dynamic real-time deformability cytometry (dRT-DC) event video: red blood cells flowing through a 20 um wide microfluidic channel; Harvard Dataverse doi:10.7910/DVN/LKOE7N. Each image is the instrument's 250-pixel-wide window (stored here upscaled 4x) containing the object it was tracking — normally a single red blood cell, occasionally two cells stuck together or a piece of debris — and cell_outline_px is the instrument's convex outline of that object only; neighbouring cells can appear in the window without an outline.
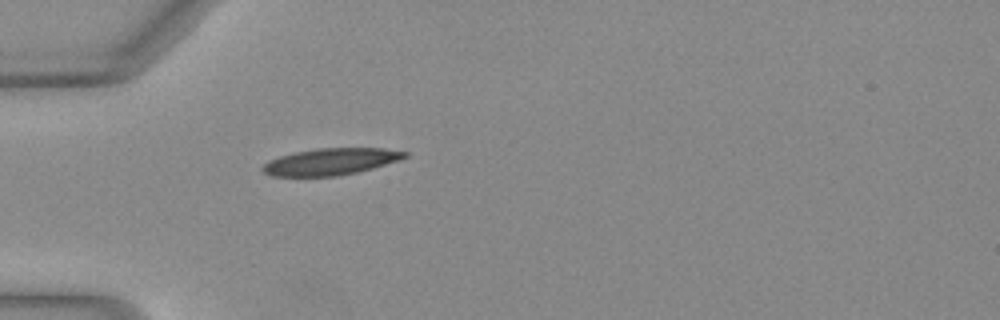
{"species": "Egyptian fruit bat (a non-hibernating species)", "species_latin": "Rousettus aegyptiacus", "temperature_condition": "warm", "stored_images_in_passage": 36, "camera_frame_rate_fps": 3000, "um_per_image_px": 0.085, "animal": {"sex": "female"}, "frame": {"image": 1, "passage_image": 1, "time_ms": 0.0, "image_size_px": [1000, 320], "cell_outline_px": [[408, 156], [372, 168], [356, 172], [336, 176], [272, 176], [264, 172], [260, 168], [268, 160], [280, 156], [296, 152], [316, 148], [384, 148], [408, 152]], "centroid_in_image_um": [28.07, 13.73], "position_along_channel_um": 56.9, "area_um2": 21.91}}
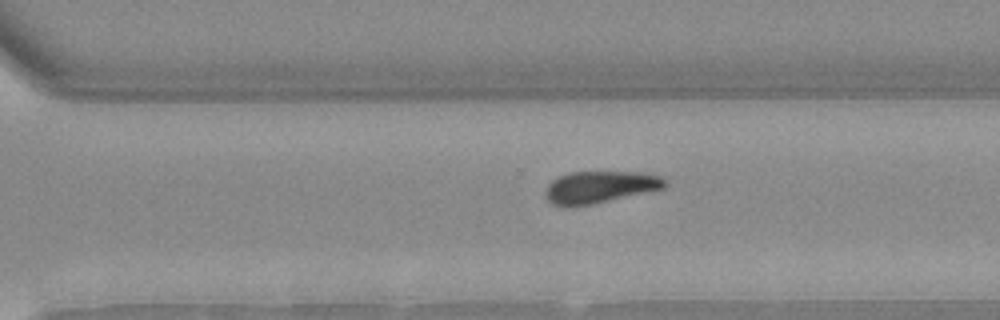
{"frame": {"image": 2, "passage_image": 21, "time_ms": 6.667, "image_size_px": [1000, 320], "cell_outline_px": [[668, 184], [664, 188], [592, 204], [568, 208], [560, 208], [552, 204], [544, 196], [544, 192], [548, 184], [552, 180], [568, 172], [644, 172], [660, 176]], "centroid_in_image_um": [50.92, 15.92], "position_along_channel_um": 319.7, "area_um2": 22.54}}
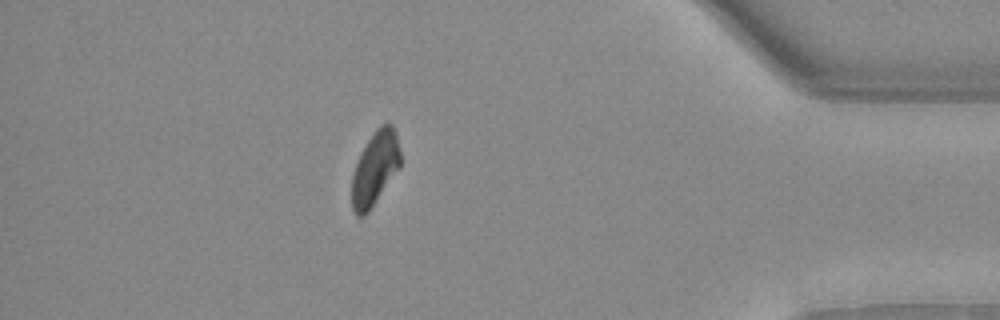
{"frame": {"image": 3, "passage_image": 30, "time_ms": 9.667, "image_size_px": [1000, 320], "cell_outline_px": [[400, 168], [368, 212], [364, 216], [356, 216], [352, 208], [352, 172], [360, 152], [376, 128], [380, 124], [388, 120], [392, 124], [396, 132], [400, 148]], "centroid_in_image_um": [31.88, 14.27], "position_along_channel_um": 403.3, "area_um2": 21.21}, "authors_computed_cell_mechanics": {"area_um2": 22.2241, "velocity_mm_per_s": 4.0738, "shape_relaxation_time_tau1_ms": 9.4957, "shape_relaxation_time_tau2_ms": 4.1115, "deformation_change_tau1": 0.2483, "deformation_change_tau2": 0.1173}}